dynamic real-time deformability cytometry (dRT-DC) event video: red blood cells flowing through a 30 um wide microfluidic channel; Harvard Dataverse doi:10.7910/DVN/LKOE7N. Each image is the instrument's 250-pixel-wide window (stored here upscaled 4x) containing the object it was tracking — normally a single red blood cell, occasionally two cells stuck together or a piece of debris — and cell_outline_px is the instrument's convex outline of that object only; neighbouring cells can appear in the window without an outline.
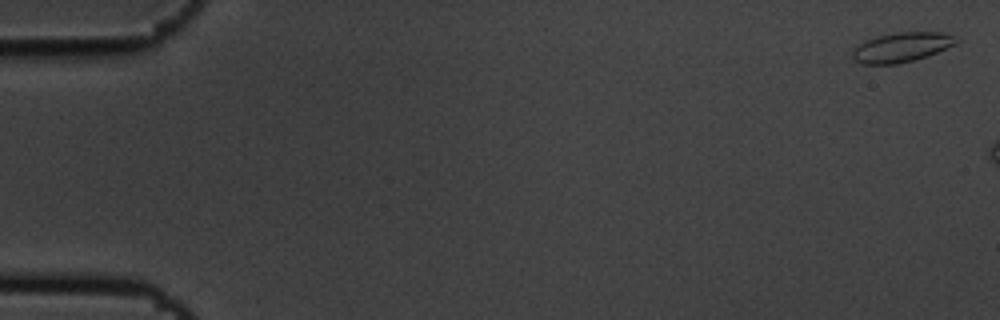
{"species": "common noctule bat (a hibernating species)", "species_latin": "Nyctalus noctula", "temperature_condition": "cold", "stored_images_in_passage": 3, "camera_frame_rate_fps": 3000, "um_per_image_px": 0.085, "animal": {"sex": "male", "body_mass_g": 19.5, "forearm_length_mm": 54.6}, "frame": {"image": 1, "passage_image": 1, "time_ms": 0.0, "image_size_px": [1000, 320], "cell_outline_px": [[960, 40], [956, 44], [936, 52], [912, 60], [896, 64], [860, 64], [852, 60], [852, 52], [856, 44], [864, 40], [896, 32], [940, 32], [952, 36]], "centroid_in_image_um": [76.56, 4.02], "position_along_channel_um": 8.4, "area_um2": 17.8}}